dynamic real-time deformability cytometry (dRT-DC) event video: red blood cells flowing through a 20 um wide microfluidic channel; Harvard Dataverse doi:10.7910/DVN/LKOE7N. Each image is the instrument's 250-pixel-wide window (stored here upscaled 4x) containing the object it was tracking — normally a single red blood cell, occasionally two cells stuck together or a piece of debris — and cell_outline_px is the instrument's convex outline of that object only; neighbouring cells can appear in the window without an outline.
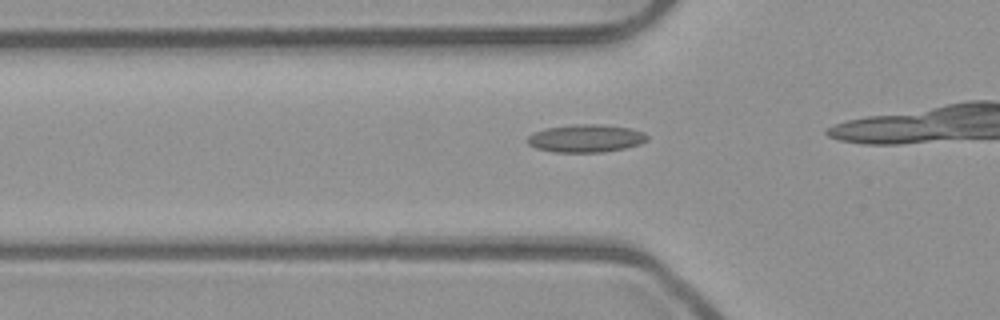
{"species": "common noctule bat (a hibernating species)", "species_latin": "Nyctalus noctula", "temperature_condition": "room temperature", "stored_images_in_passage": 17, "camera_frame_rate_fps": 3000, "um_per_image_px": 0.085, "animal": {"sex": "male", "body_mass_g": 23.1, "forearm_length_mm": 52.7}, "frame": {"image": 1, "passage_image": 12, "time_ms": 3.667, "image_size_px": [1000, 320], "cell_outline_px": [[648, 140], [640, 144], [624, 148], [604, 152], [552, 152], [536, 148], [528, 144], [528, 136], [544, 128], [576, 124], [600, 124], [632, 128], [644, 132], [648, 136]], "centroid_in_image_um": [49.82, 11.76], "position_along_channel_um": 76.0, "area_um2": 19.48}}
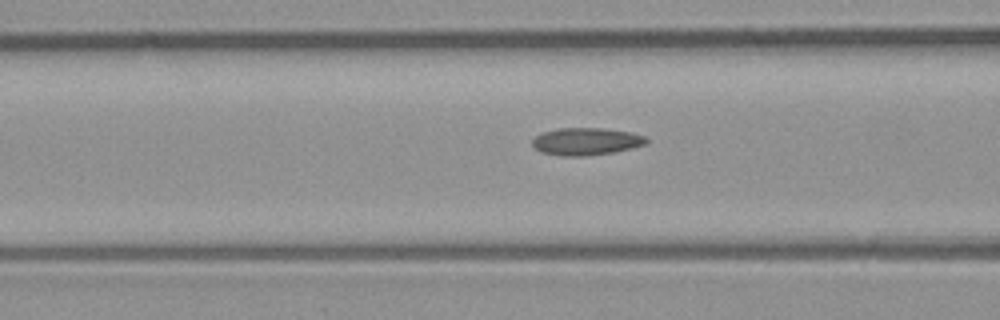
{"frame": {"image": 2, "passage_image": 15, "time_ms": 4.667, "image_size_px": [1000, 320], "cell_outline_px": [[648, 140], [644, 144], [632, 148], [612, 152], [588, 156], [560, 156], [540, 152], [532, 144], [532, 140], [536, 136], [544, 132], [560, 128], [600, 128], [628, 132], [644, 136]], "centroid_in_image_um": [49.78, 12.03], "position_along_channel_um": 116.8, "area_um2": 17.98}}